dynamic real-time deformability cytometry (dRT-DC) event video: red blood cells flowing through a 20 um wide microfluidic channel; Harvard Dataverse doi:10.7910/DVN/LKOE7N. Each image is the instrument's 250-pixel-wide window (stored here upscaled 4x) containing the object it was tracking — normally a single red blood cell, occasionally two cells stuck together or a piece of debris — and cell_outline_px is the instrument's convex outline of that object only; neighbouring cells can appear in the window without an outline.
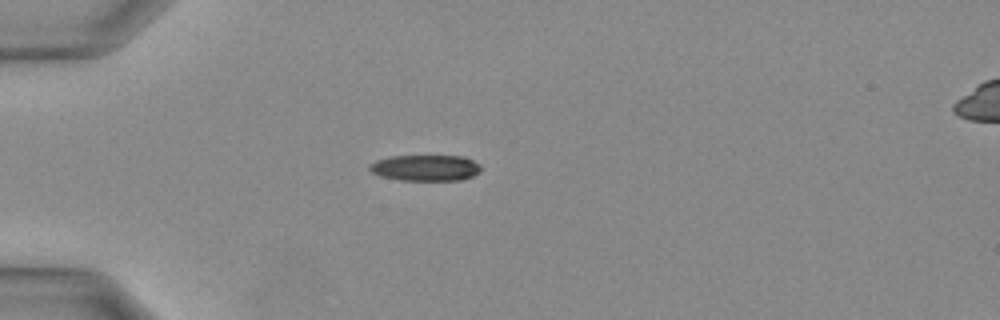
{"species": "Egyptian fruit bat (a non-hibernating species)", "species_latin": "Rousettus aegyptiacus", "temperature_condition": "warm", "stored_images_in_passage": 25, "camera_frame_rate_fps": 3000, "um_per_image_px": 0.085, "animal": {"sex": "female"}, "frame": {"image": 1, "passage_image": 1, "time_ms": 0.0, "image_size_px": [1000, 320], "cell_outline_px": [[480, 172], [472, 176], [460, 180], [400, 180], [380, 176], [372, 172], [368, 168], [368, 164], [376, 160], [392, 156], [464, 156], [480, 164]], "centroid_in_image_um": [36.15, 14.26], "position_along_channel_um": 48.8, "area_um2": 16.94}}
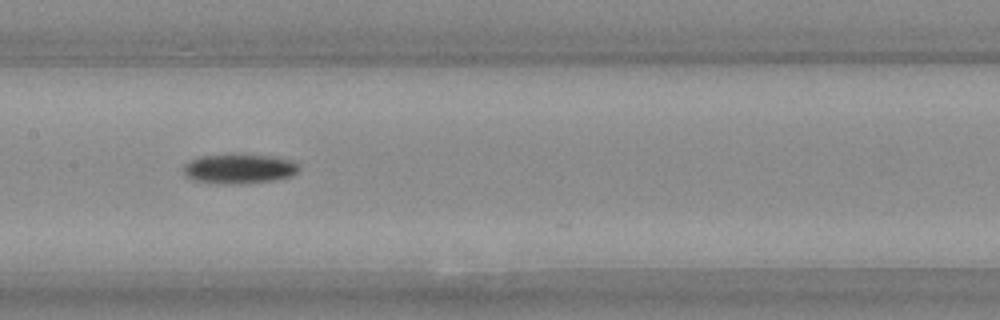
{"frame": {"image": 2, "passage_image": 9, "time_ms": 2.667, "image_size_px": [1000, 320], "cell_outline_px": [[300, 168], [292, 176], [272, 180], [236, 184], [216, 184], [192, 180], [184, 176], [184, 164], [200, 156], [236, 152], [272, 156], [292, 160], [300, 164]], "centroid_in_image_um": [20.31, 14.31], "position_along_channel_um": 187.1, "area_um2": 20.63}}
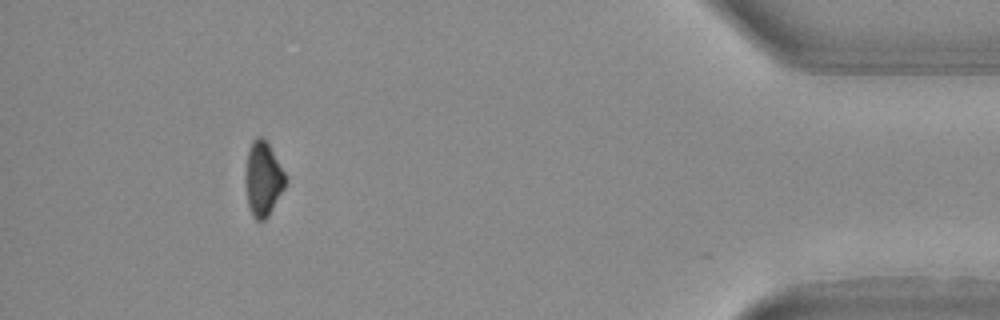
{"frame": {"image": 3, "passage_image": 23, "time_ms": 7.333, "image_size_px": [1000, 320], "cell_outline_px": [[284, 188], [268, 216], [264, 220], [256, 220], [252, 216], [248, 204], [244, 184], [244, 176], [248, 148], [252, 140], [256, 136], [260, 136], [268, 144], [284, 172]], "centroid_in_image_um": [22.3, 15.2], "position_along_channel_um": 412.9, "area_um2": 17.22}}